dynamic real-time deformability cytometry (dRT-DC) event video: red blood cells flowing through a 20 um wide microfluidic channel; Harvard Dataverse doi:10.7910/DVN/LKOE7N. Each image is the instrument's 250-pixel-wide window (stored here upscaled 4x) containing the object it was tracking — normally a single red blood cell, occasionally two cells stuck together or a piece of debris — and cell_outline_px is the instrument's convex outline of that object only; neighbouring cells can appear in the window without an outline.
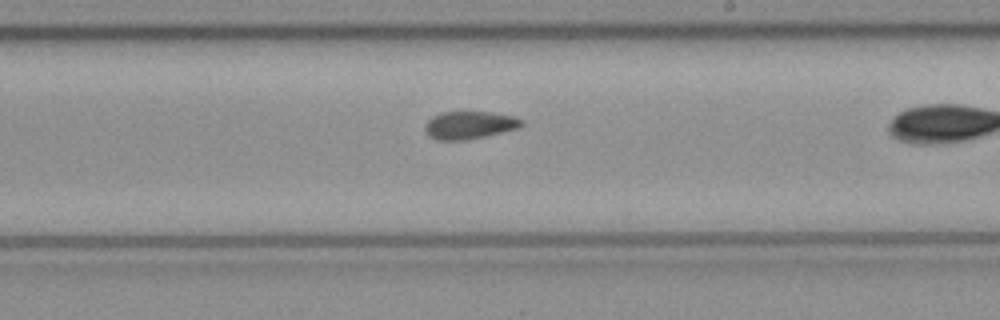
{"species": "common noctule bat (a hibernating species)", "species_latin": "Nyctalus noctula", "temperature_condition": "cold", "stored_images_in_passage": 10, "segment_of_instrument_passage": [2, 2], "camera_frame_rate_fps": 3000, "um_per_image_px": 0.085, "animal": {"sex": "female", "body_mass_g": 21.9}, "frame": {"image": 1, "passage_image": 9, "time_ms": 2.667, "image_size_px": [1000, 320], "cell_outline_px": [[524, 124], [520, 128], [484, 136], [464, 140], [436, 140], [428, 136], [424, 132], [424, 124], [432, 116], [440, 112], [492, 112], [512, 116], [524, 120]], "centroid_in_image_um": [39.87, 10.63], "position_along_channel_um": 249.1, "area_um2": 15.78}}